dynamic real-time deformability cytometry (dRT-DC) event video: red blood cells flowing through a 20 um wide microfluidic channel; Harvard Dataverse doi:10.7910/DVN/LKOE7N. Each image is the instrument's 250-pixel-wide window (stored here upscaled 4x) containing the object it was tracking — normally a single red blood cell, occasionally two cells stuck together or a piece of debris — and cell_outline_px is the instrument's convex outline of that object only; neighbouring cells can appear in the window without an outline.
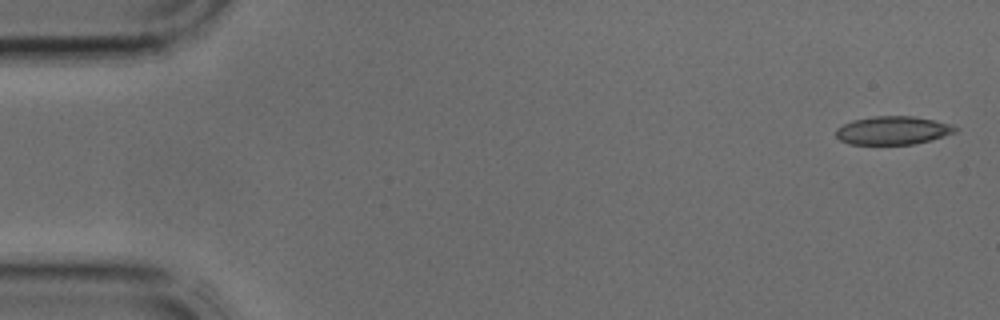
{"species": "common noctule bat (a hibernating species)", "species_latin": "Nyctalus noctula", "temperature_condition": "cold", "stored_images_in_passage": 3, "camera_frame_rate_fps": 3000, "um_per_image_px": 0.085, "animal": {"sex": "male", "body_mass_g": 17.9, "forearm_length_mm": 54.2}, "frame": {"image": 1, "passage_image": 1, "time_ms": 0.0, "image_size_px": [1000, 320], "cell_outline_px": [[960, 128], [956, 132], [932, 140], [912, 144], [848, 144], [840, 140], [836, 136], [836, 128], [852, 120], [876, 116], [912, 116], [952, 124]], "centroid_in_image_um": [75.91, 11.09], "position_along_channel_um": 9.1, "area_um2": 19.71}}